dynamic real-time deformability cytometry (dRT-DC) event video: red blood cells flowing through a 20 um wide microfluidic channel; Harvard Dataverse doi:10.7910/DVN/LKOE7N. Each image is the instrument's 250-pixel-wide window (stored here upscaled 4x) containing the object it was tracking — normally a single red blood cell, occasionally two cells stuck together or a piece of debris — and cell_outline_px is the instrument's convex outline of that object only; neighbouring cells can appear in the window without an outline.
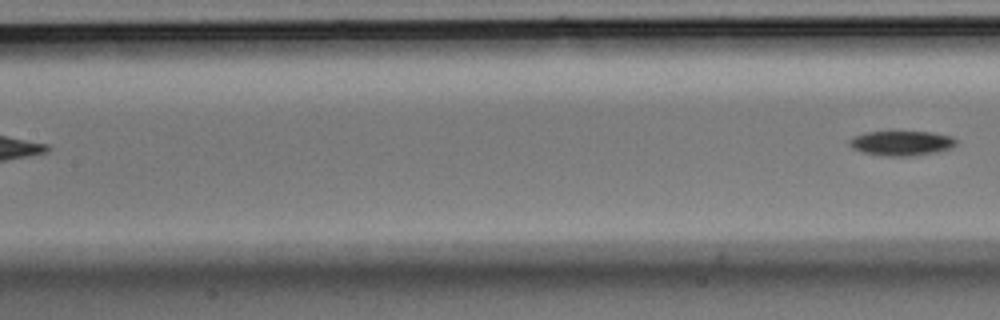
{"species": "Egyptian fruit bat (a non-hibernating species)", "species_latin": "Rousettus aegyptiacus", "temperature_condition": "room temperature", "stored_images_in_passage": 6, "segment_of_instrument_passage": [2, 2], "camera_frame_rate_fps": 3000, "um_per_image_px": 0.085, "animal": {"sex": "male"}, "frame": {"image": 1, "passage_image": 6, "time_ms": 1.667, "image_size_px": [1000, 320], "cell_outline_px": [[956, 144], [952, 148], [936, 152], [908, 156], [880, 156], [864, 152], [852, 148], [848, 144], [848, 140], [852, 136], [864, 132], [932, 132], [952, 136], [956, 140]], "centroid_in_image_um": [76.6, 12.17], "position_along_channel_um": 130.8, "area_um2": 15.49}}